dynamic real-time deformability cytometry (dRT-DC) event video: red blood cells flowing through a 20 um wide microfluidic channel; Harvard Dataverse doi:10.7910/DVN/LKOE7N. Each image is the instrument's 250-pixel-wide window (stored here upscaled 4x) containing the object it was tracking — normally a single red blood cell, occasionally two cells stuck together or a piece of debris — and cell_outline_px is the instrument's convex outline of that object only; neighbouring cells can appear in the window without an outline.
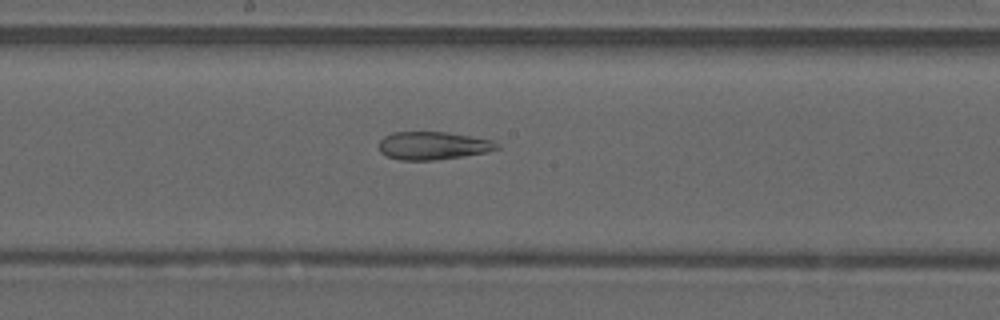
{"species": "common noctule bat (a hibernating species)", "species_latin": "Nyctalus noctula", "temperature_condition": "warm", "stored_images_in_passage": 38, "camera_frame_rate_fps": 3000, "um_per_image_px": 0.085, "animal": {"sex": "male", "forearm_length_mm": 52.5}, "frame": {"image": 1, "passage_image": 14, "time_ms": 4.333, "image_size_px": [1000, 320], "cell_outline_px": [[500, 148], [488, 152], [464, 156], [432, 160], [400, 160], [388, 156], [380, 152], [380, 140], [384, 136], [392, 132], [448, 132], [492, 140], [500, 144]], "centroid_in_image_um": [36.83, 12.37], "position_along_channel_um": 211.4, "area_um2": 19.25}}
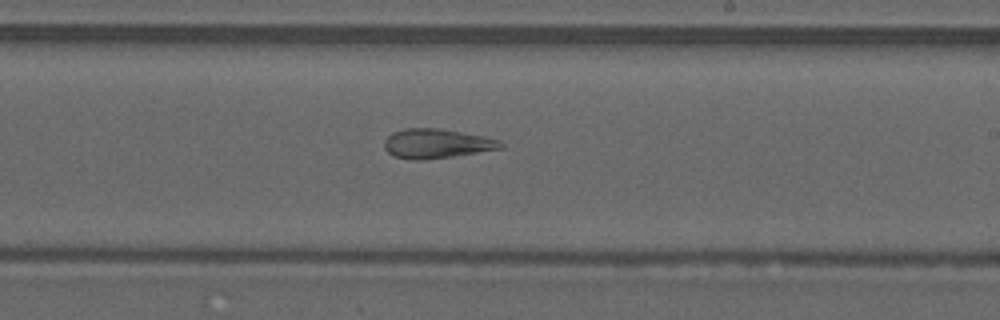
{"frame": {"image": 2, "passage_image": 17, "time_ms": 5.333, "image_size_px": [1000, 320], "cell_outline_px": [[504, 148], [452, 156], [424, 160], [416, 160], [392, 156], [384, 148], [384, 140], [392, 132], [404, 128], [440, 128], [484, 136], [500, 140], [504, 144]], "centroid_in_image_um": [37.1, 12.2], "position_along_channel_um": 251.9, "area_um2": 20.06}}
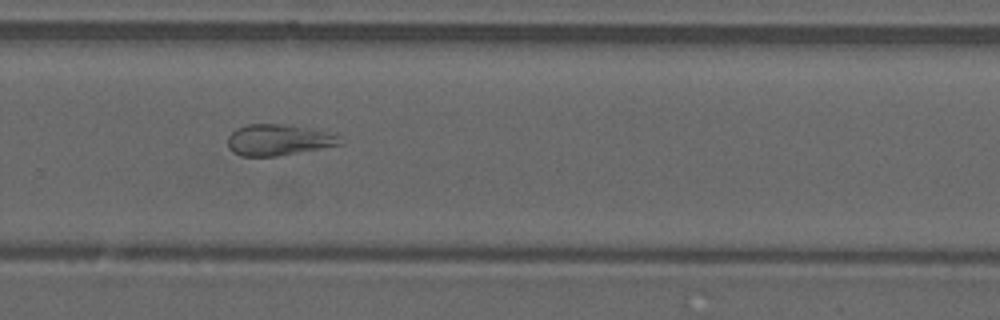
{"frame": {"image": 3, "passage_image": 21, "time_ms": 6.667, "image_size_px": [1000, 320], "cell_outline_px": [[344, 144], [276, 156], [240, 156], [232, 152], [228, 148], [228, 136], [236, 128], [248, 124], [280, 124], [320, 132], [336, 136]], "centroid_in_image_um": [23.54, 11.92], "position_along_channel_um": 306.3, "area_um2": 19.71}, "authors_computed_cell_mechanics": {"area_um2": 19.7098, "velocity_mm_per_s": 4.0888, "shape_relaxation_time_tau1_ms": null, "shape_relaxation_time_tau2_ms": 2.4922, "deformation_change_tau1": null, "deformation_change_tau2": 0.1134}}